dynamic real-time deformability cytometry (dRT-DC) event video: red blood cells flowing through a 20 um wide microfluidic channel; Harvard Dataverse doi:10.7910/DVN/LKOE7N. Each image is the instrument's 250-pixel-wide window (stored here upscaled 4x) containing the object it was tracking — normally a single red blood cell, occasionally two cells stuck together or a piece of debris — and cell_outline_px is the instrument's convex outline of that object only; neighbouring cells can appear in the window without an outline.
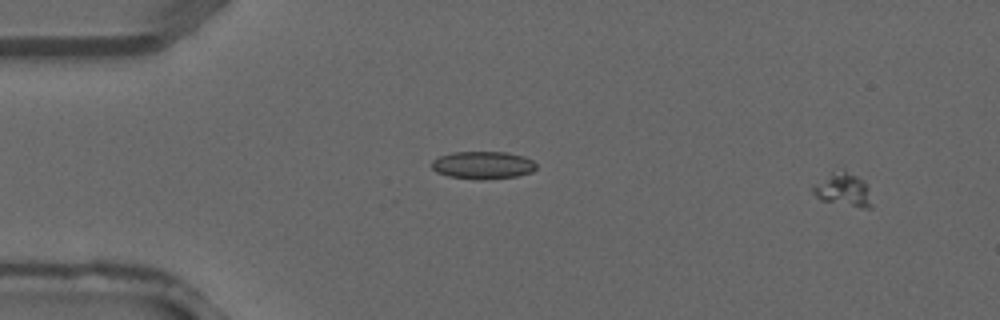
{"species": "common noctule bat (a hibernating species)", "species_latin": "Nyctalus noctula", "temperature_condition": "warm", "stored_images_in_passage": 3, "segment_of_instrument_passage": [2, 2], "camera_frame_rate_fps": 3000, "um_per_image_px": 0.085, "animal": {"sex": "male", "forearm_length_mm": 52.5}, "frame": {"image": 1, "passage_image": 3, "time_ms": 0.667, "image_size_px": [1000, 320], "cell_outline_px": [[872, 208], [860, 208], [820, 200], [812, 192], [812, 188], [832, 172], [844, 172], [856, 176], [868, 188], [872, 204]], "centroid_in_image_um": [71.69, 16.2], "position_along_channel_um": 13.3, "area_um2": 10.87}}